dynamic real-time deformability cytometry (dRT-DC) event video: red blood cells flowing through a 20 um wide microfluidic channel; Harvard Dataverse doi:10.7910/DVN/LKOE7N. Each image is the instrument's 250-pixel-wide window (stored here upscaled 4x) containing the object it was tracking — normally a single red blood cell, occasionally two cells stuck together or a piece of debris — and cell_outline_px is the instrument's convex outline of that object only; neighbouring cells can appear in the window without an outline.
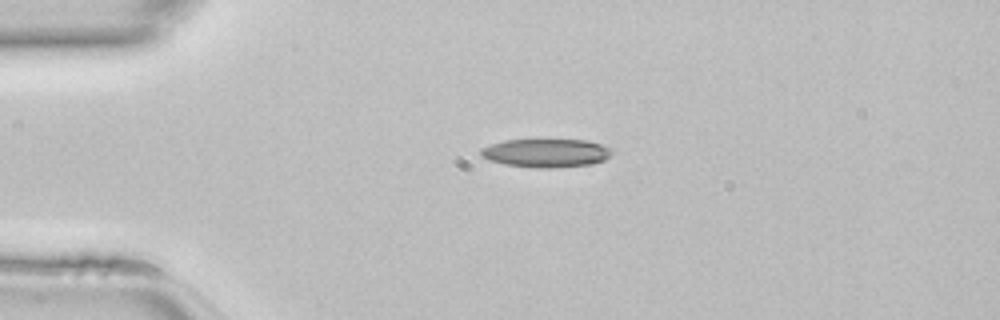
{"species": "common noctule bat (a hibernating species)", "species_latin": "Nyctalus noctula", "temperature_condition": "room temperature", "stored_images_in_passage": 37, "camera_frame_rate_fps": 3000, "um_per_image_px": 0.085, "animal": {"sex": "female", "body_mass_g": 22.7, "forearm_length_mm": 54.2}, "frame": {"image": 1, "passage_image": 1, "time_ms": 0.0, "image_size_px": [1000, 320], "cell_outline_px": [[612, 152], [604, 160], [588, 164], [548, 168], [536, 168], [504, 164], [488, 160], [480, 156], [480, 148], [504, 140], [588, 140], [600, 144], [608, 148]], "centroid_in_image_um": [46.34, 13.0], "position_along_channel_um": 38.7, "area_um2": 21.5}}
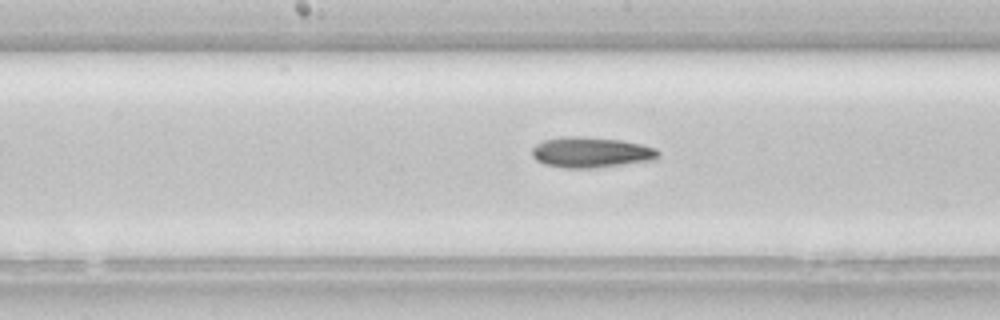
{"frame": {"image": 2, "passage_image": 14, "time_ms": 4.333, "image_size_px": [1000, 320], "cell_outline_px": [[660, 156], [656, 160], [592, 168], [564, 168], [544, 164], [536, 160], [532, 156], [532, 148], [536, 144], [544, 140], [560, 136], [580, 136], [620, 140], [640, 144], [656, 148], [660, 152]], "centroid_in_image_um": [50.24, 12.95], "position_along_channel_um": 198.0, "area_um2": 22.66}}
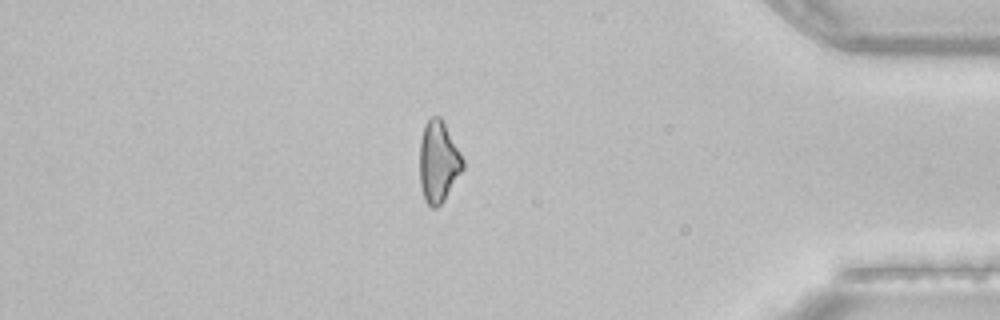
{"frame": {"image": 3, "passage_image": 30, "time_ms": 9.667, "image_size_px": [1000, 320], "cell_outline_px": [[464, 168], [444, 200], [436, 208], [432, 208], [424, 200], [420, 184], [420, 140], [424, 124], [432, 116], [440, 116], [460, 152], [464, 160]], "centroid_in_image_um": [37.25, 13.76], "position_along_channel_um": 397.9, "area_um2": 20.4}}